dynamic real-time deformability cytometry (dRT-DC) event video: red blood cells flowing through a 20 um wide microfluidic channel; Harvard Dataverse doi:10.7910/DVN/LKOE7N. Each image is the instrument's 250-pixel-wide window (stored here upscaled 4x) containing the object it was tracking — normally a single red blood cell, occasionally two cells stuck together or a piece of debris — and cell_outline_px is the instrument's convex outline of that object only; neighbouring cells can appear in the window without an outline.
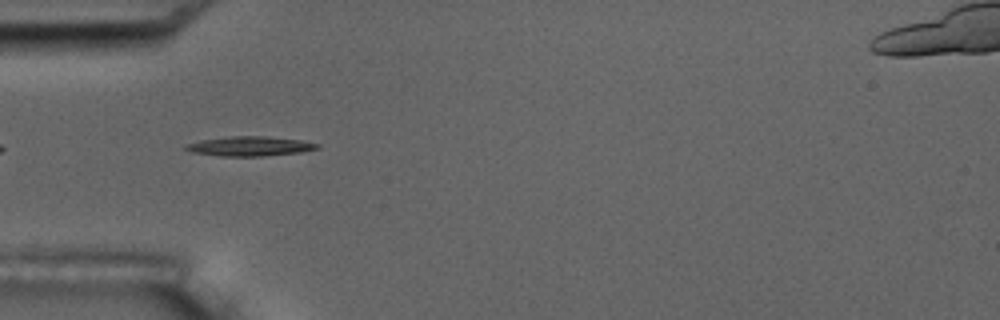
{"species": "common noctule bat (a hibernating species)", "species_latin": "Nyctalus noctula", "temperature_condition": "room temperature", "stored_images_in_passage": 3, "camera_frame_rate_fps": 3000, "um_per_image_px": 0.085, "animal": {"sex": "male", "body_mass_g": 17.5, "forearm_length_mm": 52.3}, "frame": {"image": 1, "passage_image": 2, "time_ms": 1.0, "image_size_px": [1000, 320], "cell_outline_px": [[320, 148], [300, 152], [264, 156], [220, 156], [192, 152], [184, 148], [184, 144], [200, 140], [232, 136], [264, 136], [300, 140], [320, 144]], "centroid_in_image_um": [21.22, 12.43], "position_along_channel_um": 63.8, "area_um2": 14.97}}